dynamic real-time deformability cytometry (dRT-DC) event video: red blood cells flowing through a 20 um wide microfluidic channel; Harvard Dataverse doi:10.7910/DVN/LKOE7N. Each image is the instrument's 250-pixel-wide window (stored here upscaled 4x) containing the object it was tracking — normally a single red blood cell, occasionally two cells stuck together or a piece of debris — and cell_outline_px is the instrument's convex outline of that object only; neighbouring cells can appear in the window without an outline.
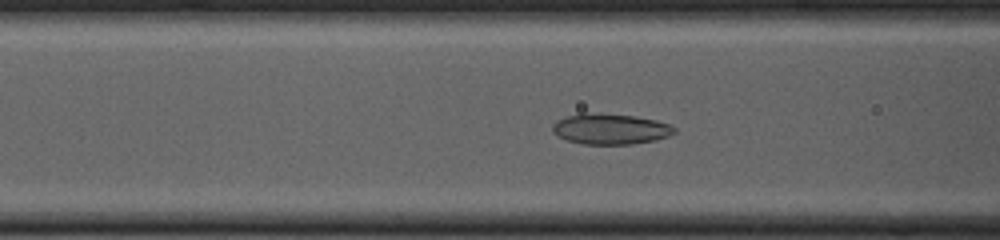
{"species": "common noctule bat (a hibernating species)", "species_latin": "Nyctalus noctula", "temperature_condition": "cold", "stored_images_in_passage": 54, "camera_frame_rate_fps": 3000, "um_per_image_px": 0.085, "animal": {"sex": "female", "body_mass_g": 23.0, "forearm_length_mm": 53.4}, "frame": {"image": 1, "passage_image": 21, "time_ms": 6.667, "image_size_px": [1000, 240], "cell_outline_px": [[676, 132], [668, 136], [656, 140], [632, 144], [584, 144], [568, 140], [552, 132], [552, 124], [556, 120], [568, 116], [584, 112], [632, 116], [656, 120], [672, 124], [676, 128]], "centroid_in_image_um": [51.91, 10.96], "position_along_channel_um": 114.7, "area_um2": 21.73}}
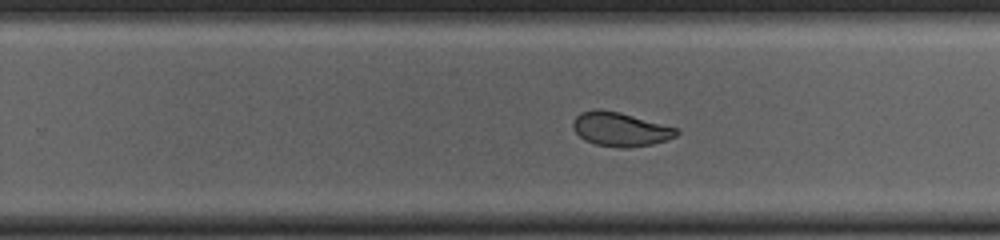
{"frame": {"image": 2, "passage_image": 34, "time_ms": 11.0, "image_size_px": [1000, 240], "cell_outline_px": [[680, 132], [676, 136], [668, 140], [652, 144], [628, 148], [624, 148], [596, 144], [584, 140], [572, 128], [572, 120], [580, 112], [596, 108], [600, 108], [620, 112], [680, 128]], "centroid_in_image_um": [52.74, 10.97], "position_along_channel_um": 277.1, "area_um2": 20.87}}
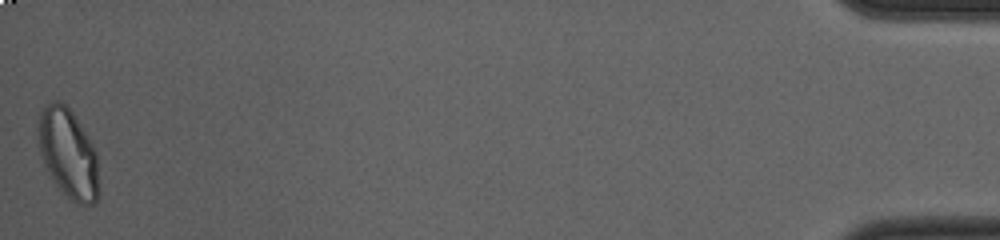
{"frame": {"image": 3, "passage_image": 54, "time_ms": 17.667, "image_size_px": [1000, 240], "cell_outline_px": [[96, 200], [92, 204], [80, 204], [72, 200], [56, 184], [44, 164], [40, 152], [36, 128], [40, 112], [52, 100], [60, 100], [72, 112], [92, 144], [96, 152]], "centroid_in_image_um": [5.74, 12.97], "position_along_channel_um": 429.5, "area_um2": 30.69}, "authors_computed_cell_mechanics": {"area_um2": 22.3397, "velocity_mm_per_s": 3.7551, "shape_relaxation_time_tau1_ms": null, "shape_relaxation_time_tau2_ms": 1.3866, "deformation_change_tau1": null, "deformation_change_tau2": 0.0568}}